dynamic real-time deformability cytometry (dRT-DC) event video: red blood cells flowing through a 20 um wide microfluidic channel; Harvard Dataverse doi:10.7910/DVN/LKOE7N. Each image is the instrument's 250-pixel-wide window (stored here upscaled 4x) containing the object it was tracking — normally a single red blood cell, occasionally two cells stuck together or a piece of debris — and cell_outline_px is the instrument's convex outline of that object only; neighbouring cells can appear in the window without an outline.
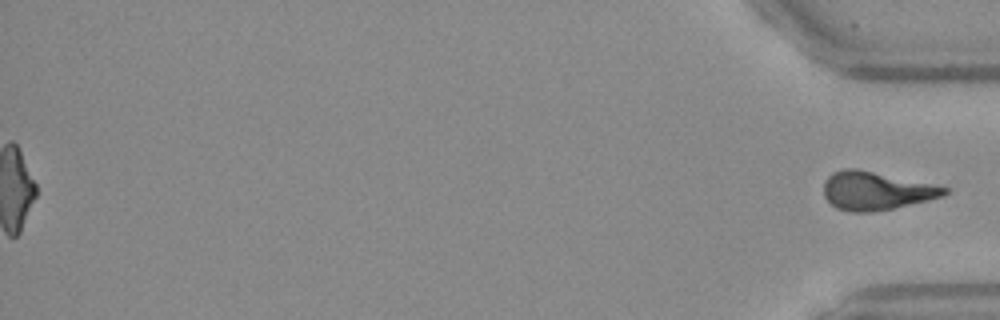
{"species": "Egyptian fruit bat (a non-hibernating species)", "species_latin": "Rousettus aegyptiacus", "temperature_condition": "warm", "stored_images_in_passage": 54, "segment_of_instrument_passage": [2, 2], "camera_frame_rate_fps": 3000, "um_per_image_px": 0.085, "frame": {"image": 1, "passage_image": 54, "time_ms": 17.667, "image_size_px": [1000, 320], "cell_outline_px": [[952, 188], [944, 196], [928, 200], [892, 208], [868, 212], [848, 212], [836, 208], [824, 196], [824, 180], [832, 172], [844, 168], [856, 168]], "centroid_in_image_um": [74.46, 16.21], "position_along_channel_um": 360.7, "area_um2": 26.88}}